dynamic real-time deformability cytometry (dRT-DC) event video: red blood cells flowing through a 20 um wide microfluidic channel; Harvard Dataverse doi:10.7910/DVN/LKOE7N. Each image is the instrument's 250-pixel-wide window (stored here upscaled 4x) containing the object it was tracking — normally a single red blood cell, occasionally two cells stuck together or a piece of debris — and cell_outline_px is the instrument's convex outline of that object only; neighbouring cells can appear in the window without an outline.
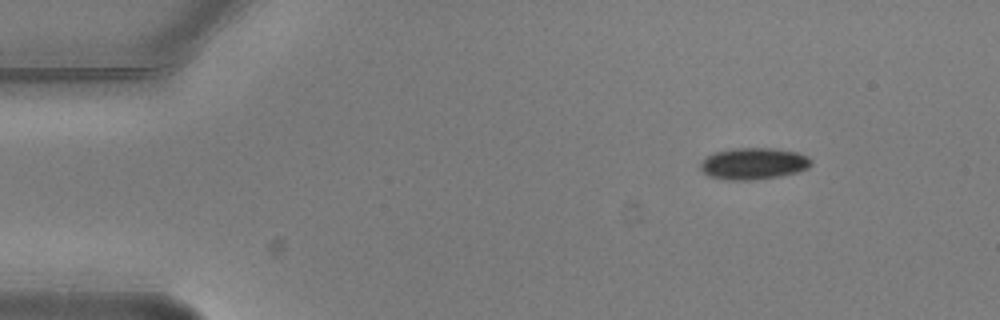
{"species": "common noctule bat (a hibernating species)", "species_latin": "Nyctalus noctula", "temperature_condition": "warm", "stored_images_in_passage": 4, "camera_frame_rate_fps": 3000, "um_per_image_px": 0.085, "animal": {"sex": "male", "body_mass_g": 20.5, "forearm_length_mm": 52.5}, "frame": {"image": 1, "passage_image": 1, "time_ms": 0.0, "image_size_px": [1000, 320], "cell_outline_px": [[812, 164], [808, 168], [800, 172], [780, 176], [752, 180], [728, 180], [708, 176], [700, 168], [700, 164], [708, 156], [716, 152], [736, 148], [772, 148], [796, 152], [808, 156], [812, 160]], "centroid_in_image_um": [64.1, 13.91], "position_along_channel_um": 20.9, "area_um2": 20.4}}